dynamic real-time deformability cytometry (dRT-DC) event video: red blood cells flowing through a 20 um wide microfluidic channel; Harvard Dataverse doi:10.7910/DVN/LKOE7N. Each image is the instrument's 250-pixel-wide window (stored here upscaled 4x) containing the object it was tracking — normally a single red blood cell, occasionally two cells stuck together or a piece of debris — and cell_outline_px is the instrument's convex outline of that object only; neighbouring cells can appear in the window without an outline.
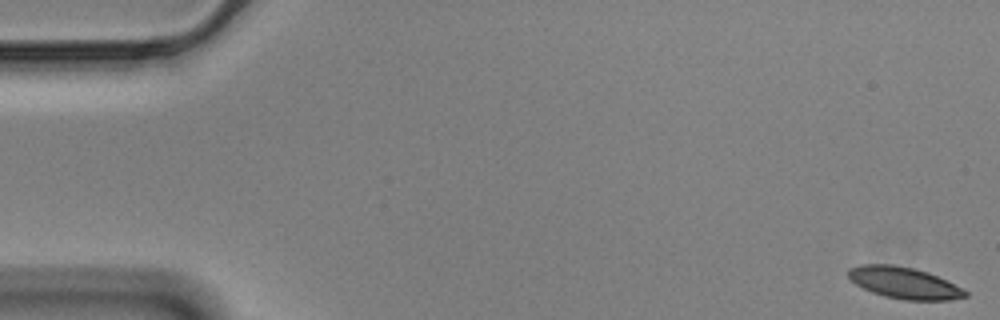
{"species": "Egyptian fruit bat (a non-hibernating species)", "species_latin": "Rousettus aegyptiacus", "temperature_condition": "cold", "stored_images_in_passage": 57, "camera_frame_rate_fps": 3000, "um_per_image_px": 0.085, "animal": {"sex": "male"}, "frame": {"image": 1, "passage_image": 1, "time_ms": 0.0, "image_size_px": [1000, 320], "cell_outline_px": [[968, 296], [948, 300], [904, 300], [884, 296], [872, 292], [856, 284], [848, 276], [848, 268], [860, 264], [892, 264], [916, 268], [928, 272], [968, 292]], "centroid_in_image_um": [76.81, 24.03], "position_along_channel_um": 8.2, "area_um2": 21.33}}
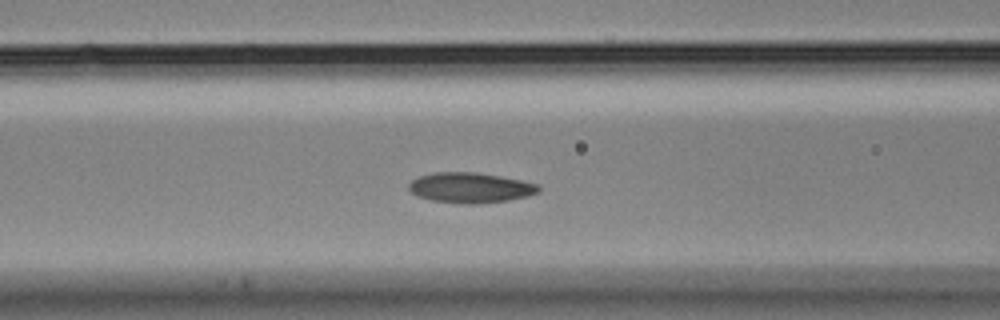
{"frame": {"image": 2, "passage_image": 23, "time_ms": 7.333, "image_size_px": [1000, 320], "cell_outline_px": [[540, 192], [528, 196], [508, 200], [476, 204], [464, 204], [432, 200], [416, 196], [408, 188], [408, 184], [412, 180], [420, 176], [436, 172], [476, 172], [500, 176], [540, 184]], "centroid_in_image_um": [40.0, 15.95], "position_along_channel_um": 126.6, "area_um2": 22.95}}
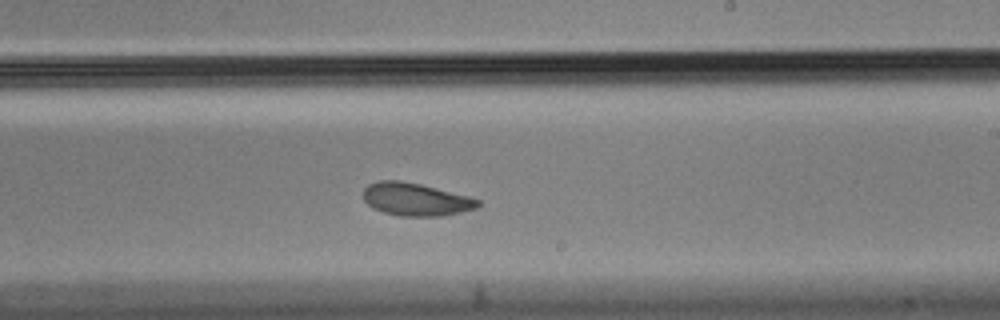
{"frame": {"image": 3, "passage_image": 34, "time_ms": 11.0, "image_size_px": [1000, 320], "cell_outline_px": [[480, 204], [476, 208], [444, 216], [400, 216], [384, 212], [372, 208], [364, 200], [364, 188], [368, 184], [376, 180], [400, 180], [420, 184], [468, 196], [480, 200]], "centroid_in_image_um": [35.31, 16.94], "position_along_channel_um": 253.7, "area_um2": 21.91}, "authors_computed_cell_mechanics": {"area_um2": 22.5998, "velocity_mm_per_s": 3.4694, "shape_relaxation_time_tau1_ms": 3.2372, "shape_relaxation_time_tau2_ms": 3.4874, "deformation_change_tau1": 0.0948, "deformation_change_tau2": 0.0834}}